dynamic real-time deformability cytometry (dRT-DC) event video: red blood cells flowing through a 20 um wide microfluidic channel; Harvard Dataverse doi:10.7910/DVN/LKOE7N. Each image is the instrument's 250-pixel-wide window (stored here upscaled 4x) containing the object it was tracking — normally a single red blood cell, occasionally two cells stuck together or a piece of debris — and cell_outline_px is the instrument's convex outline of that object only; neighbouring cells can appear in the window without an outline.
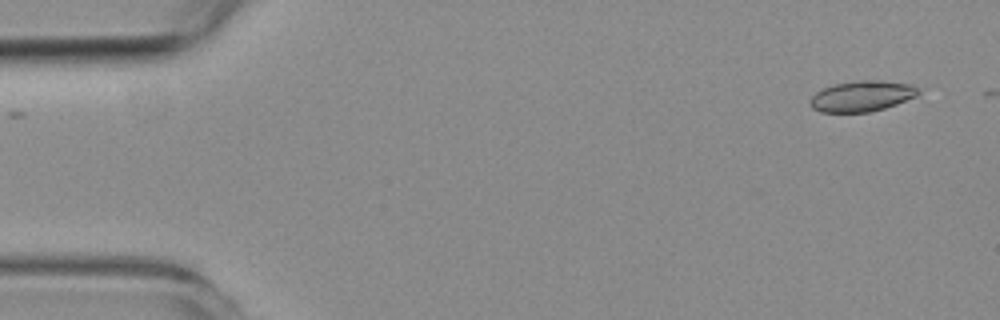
{"species": "common noctule bat (a hibernating species)", "species_latin": "Nyctalus noctula", "temperature_condition": "room temperature", "stored_images_in_passage": 3, "camera_frame_rate_fps": 3000, "um_per_image_px": 0.085, "animal": {"sex": "female", "body_mass_g": 19.3, "forearm_length_mm": 54.1}, "frame": {"image": 1, "passage_image": 1, "time_ms": 0.0, "image_size_px": [1000, 320], "cell_outline_px": [[920, 92], [916, 96], [896, 104], [884, 108], [868, 112], [820, 112], [812, 108], [808, 100], [816, 92], [832, 84], [860, 80], [884, 80], [912, 84]], "centroid_in_image_um": [73.24, 8.16], "position_along_channel_um": 11.8, "area_um2": 19.42}}